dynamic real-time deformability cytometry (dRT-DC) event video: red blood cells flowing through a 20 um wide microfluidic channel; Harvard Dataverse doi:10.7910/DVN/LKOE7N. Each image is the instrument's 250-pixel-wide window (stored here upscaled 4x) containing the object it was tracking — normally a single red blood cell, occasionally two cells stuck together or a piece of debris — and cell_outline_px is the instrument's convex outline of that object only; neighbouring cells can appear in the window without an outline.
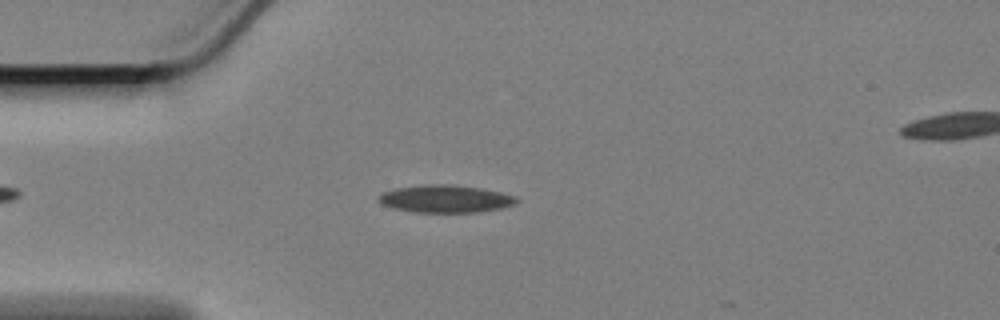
{"species": "Egyptian fruit bat (a non-hibernating species)", "species_latin": "Rousettus aegyptiacus", "temperature_condition": "cold", "stored_images_in_passage": 12, "camera_frame_rate_fps": 3000, "um_per_image_px": 0.085, "animal": {"sex": "female"}, "frame": {"image": 1, "passage_image": 10, "time_ms": 3.0, "image_size_px": [1000, 320], "cell_outline_px": [[520, 200], [516, 204], [500, 208], [476, 212], [416, 212], [396, 208], [380, 204], [376, 200], [380, 192], [396, 188], [424, 184], [452, 184], [480, 188], [500, 192], [516, 196]], "centroid_in_image_um": [37.84, 16.89], "position_along_channel_um": 47.2, "area_um2": 22.25}}